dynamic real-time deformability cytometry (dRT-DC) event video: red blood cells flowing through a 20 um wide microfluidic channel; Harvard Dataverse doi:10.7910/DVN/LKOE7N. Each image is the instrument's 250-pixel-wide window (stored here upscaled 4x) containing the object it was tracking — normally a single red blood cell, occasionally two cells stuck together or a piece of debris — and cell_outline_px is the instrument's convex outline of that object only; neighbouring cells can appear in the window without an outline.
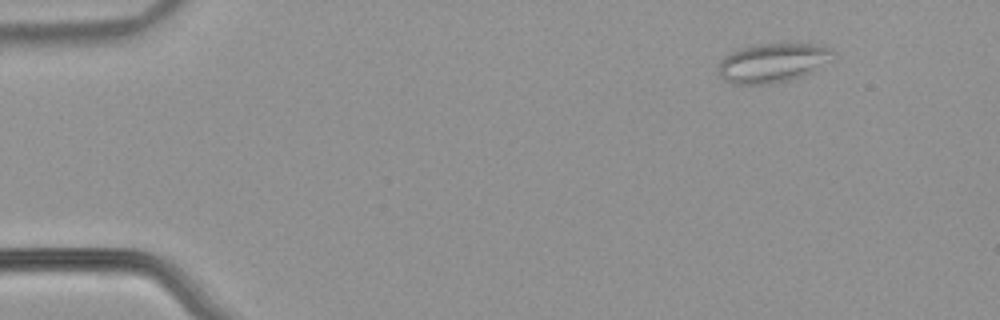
{"species": "common noctule bat (a hibernating species)", "species_latin": "Nyctalus noctula", "temperature_condition": "warm", "stored_images_in_passage": 48, "camera_frame_rate_fps": 3000, "um_per_image_px": 0.085, "animal": {"sex": "male", "body_mass_g": 21.5, "forearm_length_mm": 52.0}, "frame": {"image": 1, "passage_image": 1, "time_ms": 0.0, "image_size_px": [1000, 320], "cell_outline_px": [[836, 52], [832, 60], [812, 72], [804, 76], [788, 80], [768, 84], [732, 84], [724, 80], [720, 76], [720, 60], [724, 56], [732, 52], [744, 48], [760, 44], [796, 40], [816, 44], [828, 48]], "centroid_in_image_um": [65.76, 5.3], "position_along_channel_um": 19.2, "area_um2": 26.82}}
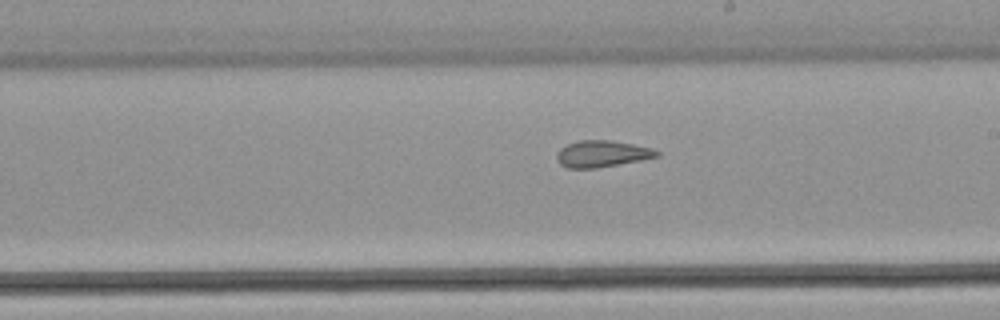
{"frame": {"image": 2, "passage_image": 26, "time_ms": 8.333, "image_size_px": [1000, 320], "cell_outline_px": [[660, 156], [640, 160], [596, 168], [568, 168], [560, 164], [556, 156], [556, 152], [560, 148], [568, 144], [580, 140], [612, 140], [652, 148], [660, 152]], "centroid_in_image_um": [51.16, 13.07], "position_along_channel_um": 237.8, "area_um2": 15.43}}
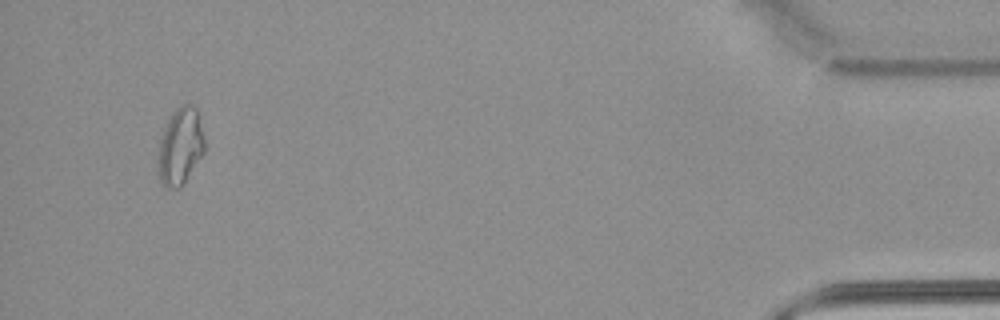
{"frame": {"image": 3, "passage_image": 46, "time_ms": 15.0, "image_size_px": [1000, 320], "cell_outline_px": [[204, 152], [180, 188], [168, 188], [160, 180], [160, 140], [164, 128], [172, 112], [180, 104], [188, 104], [196, 108], [200, 116], [204, 136]], "centroid_in_image_um": [15.37, 12.38], "position_along_channel_um": 419.8, "area_um2": 20.35}, "authors_computed_cell_mechanics": {"area_um2": 17.629, "velocity_mm_per_s": 3.8317, "shape_relaxation_time_tau1_ms": null, "shape_relaxation_time_tau2_ms": 1.7666, "deformation_change_tau1": null, "deformation_change_tau2": 0.0852}}